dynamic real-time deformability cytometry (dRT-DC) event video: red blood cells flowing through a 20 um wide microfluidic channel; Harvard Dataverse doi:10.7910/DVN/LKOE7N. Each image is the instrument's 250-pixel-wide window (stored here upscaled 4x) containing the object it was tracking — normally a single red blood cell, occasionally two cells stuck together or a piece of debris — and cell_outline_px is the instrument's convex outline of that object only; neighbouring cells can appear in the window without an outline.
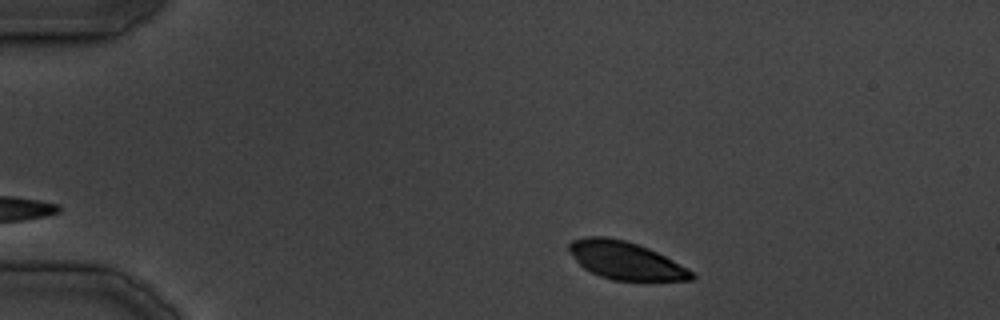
{"species": "common noctule bat (a hibernating species)", "species_latin": "Nyctalus noctula", "temperature_condition": "cold", "stored_images_in_passage": 31, "camera_frame_rate_fps": 3000, "um_per_image_px": 0.085, "animal": {"sex": "male", "body_mass_g": 19.5, "forearm_length_mm": 54.6}, "frame": {"image": 1, "passage_image": 2, "time_ms": 1.0, "image_size_px": [1000, 320], "cell_outline_px": [[696, 276], [692, 280], [612, 280], [600, 276], [584, 268], [576, 260], [568, 248], [568, 244], [572, 240], [584, 236], [608, 236], [640, 244], [688, 268]], "centroid_in_image_um": [53.15, 22.12], "position_along_channel_um": 31.8, "area_um2": 26.82}}
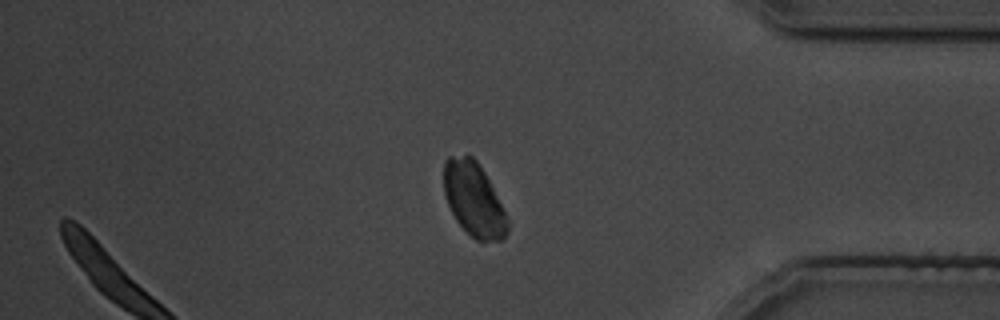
{"frame": {"image": 2, "passage_image": 25, "time_ms": 32.0, "image_size_px": [1000, 320], "cell_outline_px": [[508, 232], [500, 240], [476, 240], [456, 220], [448, 204], [444, 192], [444, 160], [448, 156], [472, 156], [476, 160], [484, 172], [508, 220]], "centroid_in_image_um": [40.24, 16.93], "position_along_channel_um": 395.0, "area_um2": 26.7}}
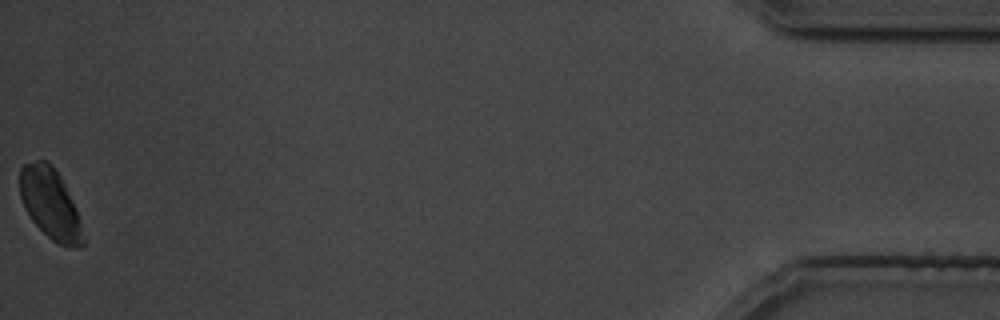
{"frame": {"image": 3, "passage_image": 31, "time_ms": 39.0, "image_size_px": [1000, 320], "cell_outline_px": [[84, 244], [80, 248], [76, 248], [60, 244], [52, 240], [32, 220], [24, 208], [20, 196], [20, 168], [24, 164], [36, 160], [48, 160], [52, 164], [60, 176], [76, 208], [80, 220], [84, 240]], "centroid_in_image_um": [4.27, 17.29], "position_along_channel_um": 430.9, "area_um2": 25.89}}